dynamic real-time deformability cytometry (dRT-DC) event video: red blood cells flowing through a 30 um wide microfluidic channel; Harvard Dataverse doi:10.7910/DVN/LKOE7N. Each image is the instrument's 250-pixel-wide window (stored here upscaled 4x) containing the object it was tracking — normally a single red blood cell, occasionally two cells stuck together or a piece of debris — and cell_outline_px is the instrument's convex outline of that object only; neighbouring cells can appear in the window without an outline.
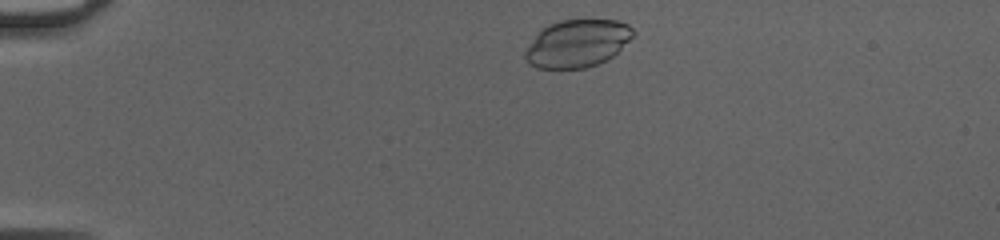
{"species": "common noctule bat (a hibernating species)", "species_latin": "Nyctalus noctula", "temperature_condition": "cold", "stored_images_in_passage": 41, "camera_frame_rate_fps": 3000, "um_per_image_px": 0.085, "animal": {"sex": "female", "body_mass_g": 20.0, "forearm_length_mm": 54.0}, "frame": {"image": 1, "passage_image": 2, "time_ms": 0.333, "image_size_px": [1000, 240], "cell_outline_px": [[636, 32], [608, 60], [584, 68], [536, 68], [528, 64], [524, 60], [524, 52], [540, 28], [548, 24], [560, 20], [616, 20], [628, 24]], "centroid_in_image_um": [49.02, 3.69], "position_along_channel_um": 36.0, "area_um2": 29.94}}
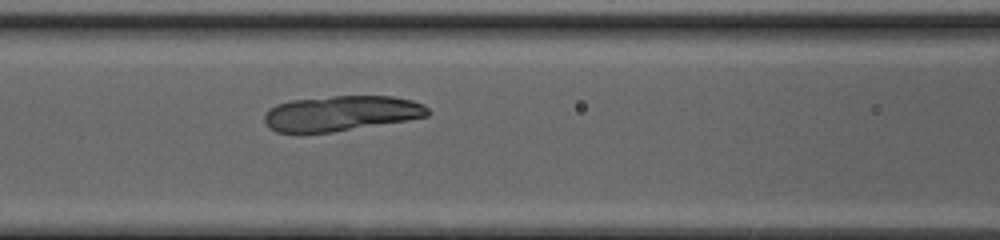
{"frame": {"image": 2, "passage_image": 14, "time_ms": 4.333, "image_size_px": [1000, 240], "cell_outline_px": [[432, 112], [428, 116], [408, 120], [332, 132], [276, 132], [268, 128], [264, 120], [264, 116], [268, 108], [276, 104], [292, 100], [332, 96], [392, 96], [412, 100], [424, 104]], "centroid_in_image_um": [29.0, 9.63], "position_along_channel_um": 137.6, "area_um2": 33.7}}
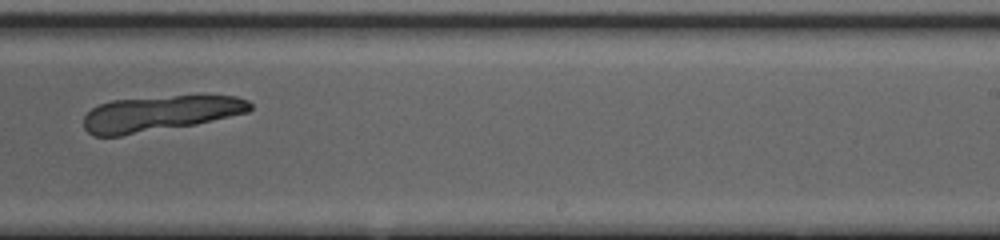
{"frame": {"image": 3, "passage_image": 24, "time_ms": 7.667, "image_size_px": [1000, 240], "cell_outline_px": [[252, 108], [248, 112], [196, 124], [120, 136], [92, 136], [84, 128], [84, 116], [92, 108], [100, 104], [112, 100], [172, 96], [236, 96], [248, 100], [252, 104]], "centroid_in_image_um": [13.58, 9.65], "position_along_channel_um": 275.4, "area_um2": 34.28}}